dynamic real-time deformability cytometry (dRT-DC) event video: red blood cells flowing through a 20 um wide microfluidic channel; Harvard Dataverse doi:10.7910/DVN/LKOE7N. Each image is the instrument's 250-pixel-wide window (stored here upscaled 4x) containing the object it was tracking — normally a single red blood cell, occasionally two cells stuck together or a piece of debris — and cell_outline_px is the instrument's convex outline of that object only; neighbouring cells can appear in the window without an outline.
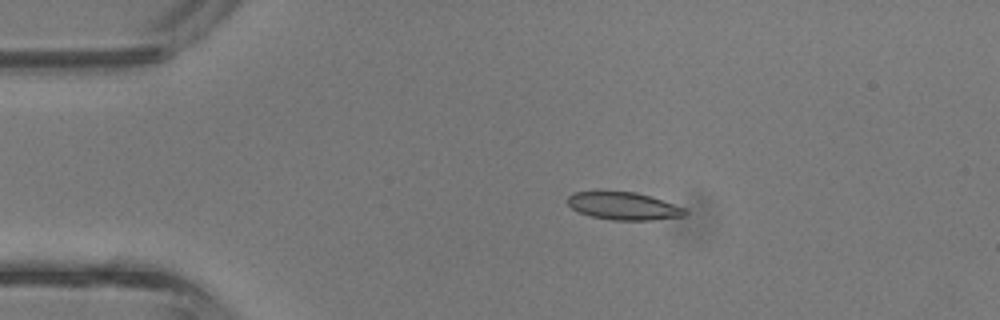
{"species": "common noctule bat (a hibernating species)", "species_latin": "Nyctalus noctula", "temperature_condition": "room temperature", "stored_images_in_passage": 4, "camera_frame_rate_fps": 3000, "um_per_image_px": 0.085, "animal": {"sex": "male", "body_mass_g": 13.3}, "frame": {"image": 1, "passage_image": 3, "time_ms": 0.667, "image_size_px": [1000, 320], "cell_outline_px": [[688, 216], [652, 220], [612, 220], [592, 216], [580, 212], [572, 208], [568, 204], [568, 196], [572, 192], [636, 192], [652, 196], [688, 208]], "centroid_in_image_um": [53.11, 17.52], "position_along_channel_um": 31.9, "area_um2": 19.07}}